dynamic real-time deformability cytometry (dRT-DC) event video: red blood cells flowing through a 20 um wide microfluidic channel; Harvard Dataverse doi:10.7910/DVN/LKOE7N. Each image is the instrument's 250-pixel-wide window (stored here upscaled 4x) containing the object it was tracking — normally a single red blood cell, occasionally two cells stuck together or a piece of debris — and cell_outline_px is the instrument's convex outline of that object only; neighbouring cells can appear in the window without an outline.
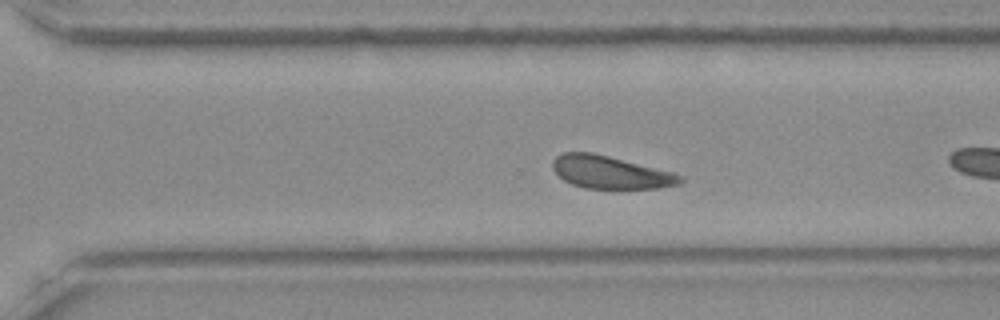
{"species": "Egyptian fruit bat (a non-hibernating species)", "species_latin": "Rousettus aegyptiacus", "temperature_condition": "room temperature", "stored_images_in_passage": 40, "camera_frame_rate_fps": 3000, "um_per_image_px": 0.085, "frame": {"image": 1, "passage_image": 23, "time_ms": 7.333, "image_size_px": [1000, 320], "cell_outline_px": [[684, 180], [680, 184], [660, 188], [584, 188], [572, 184], [564, 180], [552, 168], [552, 160], [556, 156], [564, 152], [592, 152], [676, 172]], "centroid_in_image_um": [51.91, 14.64], "position_along_channel_um": 318.7, "area_um2": 24.39}, "authors_computed_cell_mechanics": {"area_um2": 24.3338, "velocity_mm_per_s": 3.8026, "shape_relaxation_time_tau1_ms": 1.4487, "shape_relaxation_time_tau2_ms": null, "deformation_change_tau1": 0.0712, "deformation_change_tau2": null}}